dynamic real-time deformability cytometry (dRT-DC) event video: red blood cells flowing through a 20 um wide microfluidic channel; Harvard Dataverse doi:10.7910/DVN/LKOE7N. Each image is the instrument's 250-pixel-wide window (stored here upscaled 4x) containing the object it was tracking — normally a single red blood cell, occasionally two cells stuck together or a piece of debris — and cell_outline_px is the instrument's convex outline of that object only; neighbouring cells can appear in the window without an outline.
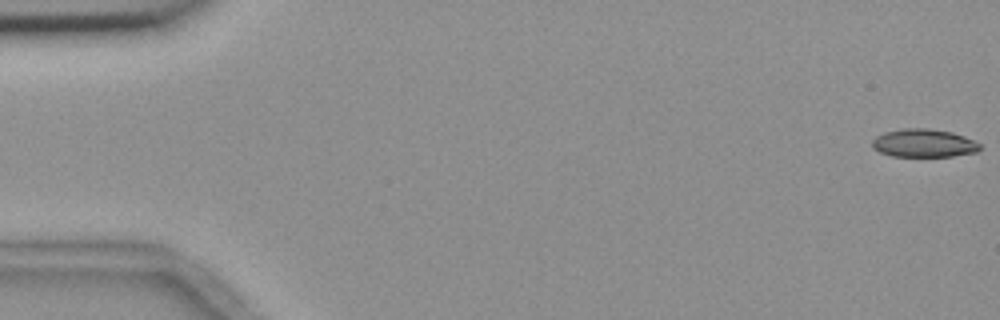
{"species": "common noctule bat (a hibernating species)", "species_latin": "Nyctalus noctula", "temperature_condition": "room temperature", "stored_images_in_passage": 56, "camera_frame_rate_fps": 3000, "um_per_image_px": 0.085, "animal": {"sex": "female", "body_mass_g": 18.4}, "frame": {"image": 1, "passage_image": 1, "time_ms": 0.0, "image_size_px": [1000, 320], "cell_outline_px": [[980, 148], [976, 152], [952, 156], [892, 156], [880, 152], [872, 148], [872, 140], [876, 136], [884, 132], [904, 128], [928, 128], [952, 132], [964, 136], [980, 144]], "centroid_in_image_um": [78.49, 12.16], "position_along_channel_um": 6.5, "area_um2": 17.63}}
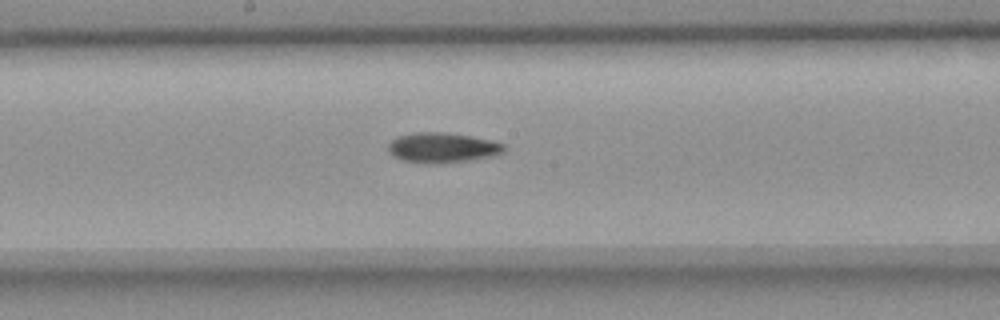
{"frame": {"image": 2, "passage_image": 30, "time_ms": 9.667, "image_size_px": [1000, 320], "cell_outline_px": [[508, 144], [504, 152], [492, 156], [468, 160], [404, 160], [388, 152], [388, 144], [396, 136], [412, 132], [444, 132], [472, 136], [492, 140]], "centroid_in_image_um": [37.67, 12.47], "position_along_channel_um": 210.5, "area_um2": 19.48}}
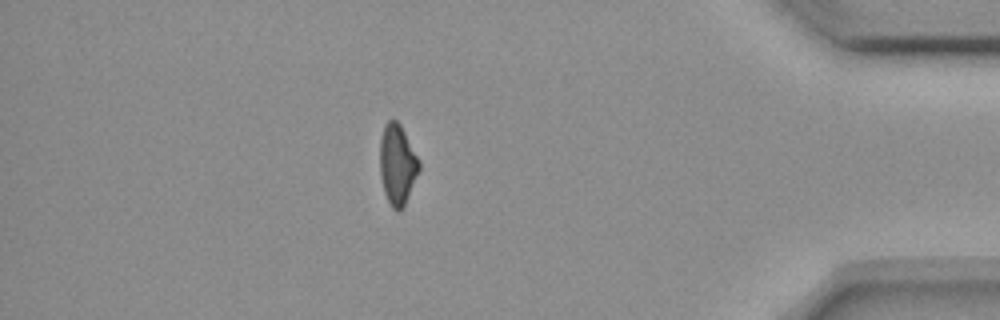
{"frame": {"image": 3, "passage_image": 49, "time_ms": 16.0, "image_size_px": [1000, 320], "cell_outline_px": [[420, 168], [404, 204], [400, 212], [396, 212], [392, 208], [384, 192], [380, 176], [380, 140], [384, 124], [388, 120], [396, 120], [400, 124], [420, 160]], "centroid_in_image_um": [33.76, 13.97], "position_along_channel_um": 401.4, "area_um2": 18.26}}